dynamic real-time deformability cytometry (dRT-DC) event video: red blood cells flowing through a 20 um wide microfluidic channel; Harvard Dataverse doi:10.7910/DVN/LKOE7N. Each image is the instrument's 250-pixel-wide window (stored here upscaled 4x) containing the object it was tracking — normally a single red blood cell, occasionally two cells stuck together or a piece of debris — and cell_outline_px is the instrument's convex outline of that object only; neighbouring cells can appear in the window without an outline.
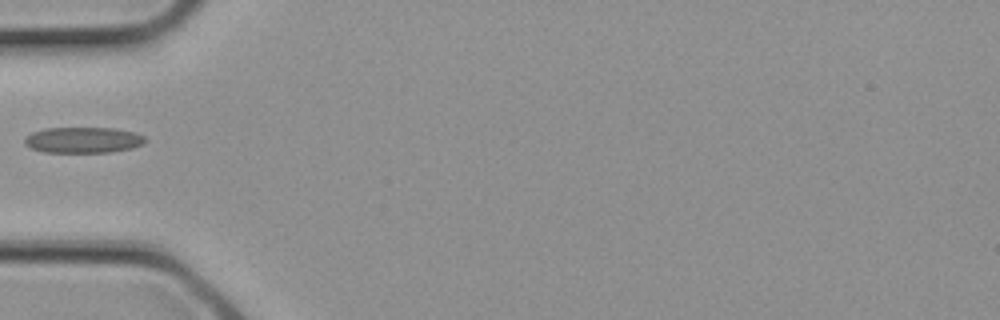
{"species": "common noctule bat (a hibernating species)", "species_latin": "Nyctalus noctula", "temperature_condition": "cold", "stored_images_in_passage": 2, "camera_frame_rate_fps": 3000, "um_per_image_px": 0.085, "animal": {"sex": "female", "body_mass_g": 21.9}, "frame": {"image": 1, "passage_image": 2, "time_ms": 0.333, "image_size_px": [1000, 320], "cell_outline_px": [[148, 140], [144, 144], [132, 148], [112, 152], [44, 152], [28, 148], [24, 144], [24, 136], [32, 132], [44, 128], [112, 128], [136, 132], [144, 136]], "centroid_in_image_um": [7.06, 11.9], "position_along_channel_um": 77.9, "area_um2": 18.5}}